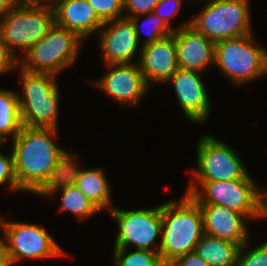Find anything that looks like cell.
<instances>
[{
  "instance_id": "cell-29",
  "label": "cell",
  "mask_w": 267,
  "mask_h": 266,
  "mask_svg": "<svg viewBox=\"0 0 267 266\" xmlns=\"http://www.w3.org/2000/svg\"><path fill=\"white\" fill-rule=\"evenodd\" d=\"M158 3L159 0H123L124 17L130 19L138 15L150 14Z\"/></svg>"
},
{
  "instance_id": "cell-2",
  "label": "cell",
  "mask_w": 267,
  "mask_h": 266,
  "mask_svg": "<svg viewBox=\"0 0 267 266\" xmlns=\"http://www.w3.org/2000/svg\"><path fill=\"white\" fill-rule=\"evenodd\" d=\"M161 219L159 254L169 266L178 257L195 250L204 234L203 217L198 203L185 193L180 200L161 204Z\"/></svg>"
},
{
  "instance_id": "cell-6",
  "label": "cell",
  "mask_w": 267,
  "mask_h": 266,
  "mask_svg": "<svg viewBox=\"0 0 267 266\" xmlns=\"http://www.w3.org/2000/svg\"><path fill=\"white\" fill-rule=\"evenodd\" d=\"M202 1L204 8L190 19V26L204 37L216 43L252 33L248 0Z\"/></svg>"
},
{
  "instance_id": "cell-25",
  "label": "cell",
  "mask_w": 267,
  "mask_h": 266,
  "mask_svg": "<svg viewBox=\"0 0 267 266\" xmlns=\"http://www.w3.org/2000/svg\"><path fill=\"white\" fill-rule=\"evenodd\" d=\"M145 16L144 20L141 21V24H139V18ZM134 28L135 32L138 38L139 43L142 44V47L153 43L155 41H158L160 39L166 38L169 35H171L174 31V28H169L161 18H159L157 15H155L153 12L150 14H144V15H138L133 18H130ZM148 26L147 29H149V32L146 33L144 41L141 39V31L143 32L142 27H145V25ZM146 26V27H147ZM146 29V30H147ZM145 32V31H144ZM143 32V33H144ZM142 40V41H140Z\"/></svg>"
},
{
  "instance_id": "cell-20",
  "label": "cell",
  "mask_w": 267,
  "mask_h": 266,
  "mask_svg": "<svg viewBox=\"0 0 267 266\" xmlns=\"http://www.w3.org/2000/svg\"><path fill=\"white\" fill-rule=\"evenodd\" d=\"M240 245L230 240L203 234L195 252L208 266H236Z\"/></svg>"
},
{
  "instance_id": "cell-13",
  "label": "cell",
  "mask_w": 267,
  "mask_h": 266,
  "mask_svg": "<svg viewBox=\"0 0 267 266\" xmlns=\"http://www.w3.org/2000/svg\"><path fill=\"white\" fill-rule=\"evenodd\" d=\"M100 30V50L105 65L133 63L142 45L131 19L122 17L105 22Z\"/></svg>"
},
{
  "instance_id": "cell-7",
  "label": "cell",
  "mask_w": 267,
  "mask_h": 266,
  "mask_svg": "<svg viewBox=\"0 0 267 266\" xmlns=\"http://www.w3.org/2000/svg\"><path fill=\"white\" fill-rule=\"evenodd\" d=\"M253 39L250 33L215 44L214 64L236 85L267 75V50Z\"/></svg>"
},
{
  "instance_id": "cell-26",
  "label": "cell",
  "mask_w": 267,
  "mask_h": 266,
  "mask_svg": "<svg viewBox=\"0 0 267 266\" xmlns=\"http://www.w3.org/2000/svg\"><path fill=\"white\" fill-rule=\"evenodd\" d=\"M103 22L124 17L123 0H86Z\"/></svg>"
},
{
  "instance_id": "cell-22",
  "label": "cell",
  "mask_w": 267,
  "mask_h": 266,
  "mask_svg": "<svg viewBox=\"0 0 267 266\" xmlns=\"http://www.w3.org/2000/svg\"><path fill=\"white\" fill-rule=\"evenodd\" d=\"M21 128L18 91L0 89V131L14 139Z\"/></svg>"
},
{
  "instance_id": "cell-16",
  "label": "cell",
  "mask_w": 267,
  "mask_h": 266,
  "mask_svg": "<svg viewBox=\"0 0 267 266\" xmlns=\"http://www.w3.org/2000/svg\"><path fill=\"white\" fill-rule=\"evenodd\" d=\"M140 50L138 65L149 87L157 82L167 83L178 69L174 35L147 44Z\"/></svg>"
},
{
  "instance_id": "cell-36",
  "label": "cell",
  "mask_w": 267,
  "mask_h": 266,
  "mask_svg": "<svg viewBox=\"0 0 267 266\" xmlns=\"http://www.w3.org/2000/svg\"><path fill=\"white\" fill-rule=\"evenodd\" d=\"M7 139L8 138L0 131V147H3V145H5Z\"/></svg>"
},
{
  "instance_id": "cell-5",
  "label": "cell",
  "mask_w": 267,
  "mask_h": 266,
  "mask_svg": "<svg viewBox=\"0 0 267 266\" xmlns=\"http://www.w3.org/2000/svg\"><path fill=\"white\" fill-rule=\"evenodd\" d=\"M191 181L185 193L198 204L224 206L251 220L261 218L262 189L259 190L249 173L243 179L229 181Z\"/></svg>"
},
{
  "instance_id": "cell-32",
  "label": "cell",
  "mask_w": 267,
  "mask_h": 266,
  "mask_svg": "<svg viewBox=\"0 0 267 266\" xmlns=\"http://www.w3.org/2000/svg\"><path fill=\"white\" fill-rule=\"evenodd\" d=\"M169 266H208V264L195 251H193L178 257Z\"/></svg>"
},
{
  "instance_id": "cell-3",
  "label": "cell",
  "mask_w": 267,
  "mask_h": 266,
  "mask_svg": "<svg viewBox=\"0 0 267 266\" xmlns=\"http://www.w3.org/2000/svg\"><path fill=\"white\" fill-rule=\"evenodd\" d=\"M55 23L51 3L43 0H22L17 6L0 15V32L7 49L24 55L38 43Z\"/></svg>"
},
{
  "instance_id": "cell-8",
  "label": "cell",
  "mask_w": 267,
  "mask_h": 266,
  "mask_svg": "<svg viewBox=\"0 0 267 266\" xmlns=\"http://www.w3.org/2000/svg\"><path fill=\"white\" fill-rule=\"evenodd\" d=\"M82 42L75 33L54 23L38 43L19 57V66L29 72L57 75L74 64Z\"/></svg>"
},
{
  "instance_id": "cell-11",
  "label": "cell",
  "mask_w": 267,
  "mask_h": 266,
  "mask_svg": "<svg viewBox=\"0 0 267 266\" xmlns=\"http://www.w3.org/2000/svg\"><path fill=\"white\" fill-rule=\"evenodd\" d=\"M109 212L118 226L114 248H129L159 252L162 219L161 205L155 208H141L137 210H124L113 207ZM156 243V244H155ZM156 245V249L154 248Z\"/></svg>"
},
{
  "instance_id": "cell-33",
  "label": "cell",
  "mask_w": 267,
  "mask_h": 266,
  "mask_svg": "<svg viewBox=\"0 0 267 266\" xmlns=\"http://www.w3.org/2000/svg\"><path fill=\"white\" fill-rule=\"evenodd\" d=\"M0 266H12L4 237L0 238Z\"/></svg>"
},
{
  "instance_id": "cell-27",
  "label": "cell",
  "mask_w": 267,
  "mask_h": 266,
  "mask_svg": "<svg viewBox=\"0 0 267 266\" xmlns=\"http://www.w3.org/2000/svg\"><path fill=\"white\" fill-rule=\"evenodd\" d=\"M248 243L240 247L236 266H267V241L246 251Z\"/></svg>"
},
{
  "instance_id": "cell-21",
  "label": "cell",
  "mask_w": 267,
  "mask_h": 266,
  "mask_svg": "<svg viewBox=\"0 0 267 266\" xmlns=\"http://www.w3.org/2000/svg\"><path fill=\"white\" fill-rule=\"evenodd\" d=\"M104 171L100 168L81 169L75 186L91 200L101 211L111 210V189Z\"/></svg>"
},
{
  "instance_id": "cell-19",
  "label": "cell",
  "mask_w": 267,
  "mask_h": 266,
  "mask_svg": "<svg viewBox=\"0 0 267 266\" xmlns=\"http://www.w3.org/2000/svg\"><path fill=\"white\" fill-rule=\"evenodd\" d=\"M77 154L62 150L56 164L49 172L44 183L34 192L37 196L51 197L62 188L75 186L81 167L77 162Z\"/></svg>"
},
{
  "instance_id": "cell-34",
  "label": "cell",
  "mask_w": 267,
  "mask_h": 266,
  "mask_svg": "<svg viewBox=\"0 0 267 266\" xmlns=\"http://www.w3.org/2000/svg\"><path fill=\"white\" fill-rule=\"evenodd\" d=\"M22 0H0V15L17 6Z\"/></svg>"
},
{
  "instance_id": "cell-17",
  "label": "cell",
  "mask_w": 267,
  "mask_h": 266,
  "mask_svg": "<svg viewBox=\"0 0 267 266\" xmlns=\"http://www.w3.org/2000/svg\"><path fill=\"white\" fill-rule=\"evenodd\" d=\"M203 217L205 234L230 240L242 246L249 241L245 215L215 204H198ZM246 219V220H245Z\"/></svg>"
},
{
  "instance_id": "cell-18",
  "label": "cell",
  "mask_w": 267,
  "mask_h": 266,
  "mask_svg": "<svg viewBox=\"0 0 267 266\" xmlns=\"http://www.w3.org/2000/svg\"><path fill=\"white\" fill-rule=\"evenodd\" d=\"M51 4L55 23L75 33L81 40L98 32L104 24L86 0H53Z\"/></svg>"
},
{
  "instance_id": "cell-10",
  "label": "cell",
  "mask_w": 267,
  "mask_h": 266,
  "mask_svg": "<svg viewBox=\"0 0 267 266\" xmlns=\"http://www.w3.org/2000/svg\"><path fill=\"white\" fill-rule=\"evenodd\" d=\"M196 146L197 169L191 171L194 182L243 179L248 174L234 148L214 135L203 134Z\"/></svg>"
},
{
  "instance_id": "cell-14",
  "label": "cell",
  "mask_w": 267,
  "mask_h": 266,
  "mask_svg": "<svg viewBox=\"0 0 267 266\" xmlns=\"http://www.w3.org/2000/svg\"><path fill=\"white\" fill-rule=\"evenodd\" d=\"M171 82L186 118L197 124L206 122L211 113V101L200 72L178 68L167 84Z\"/></svg>"
},
{
  "instance_id": "cell-9",
  "label": "cell",
  "mask_w": 267,
  "mask_h": 266,
  "mask_svg": "<svg viewBox=\"0 0 267 266\" xmlns=\"http://www.w3.org/2000/svg\"><path fill=\"white\" fill-rule=\"evenodd\" d=\"M0 232L4 234L12 266L23 259L43 260L66 255L43 226L10 222L2 216L0 217Z\"/></svg>"
},
{
  "instance_id": "cell-12",
  "label": "cell",
  "mask_w": 267,
  "mask_h": 266,
  "mask_svg": "<svg viewBox=\"0 0 267 266\" xmlns=\"http://www.w3.org/2000/svg\"><path fill=\"white\" fill-rule=\"evenodd\" d=\"M106 66L109 71L99 80L90 81L91 85L104 91L122 107H136L150 88L144 80L138 62Z\"/></svg>"
},
{
  "instance_id": "cell-4",
  "label": "cell",
  "mask_w": 267,
  "mask_h": 266,
  "mask_svg": "<svg viewBox=\"0 0 267 266\" xmlns=\"http://www.w3.org/2000/svg\"><path fill=\"white\" fill-rule=\"evenodd\" d=\"M21 70L22 96L18 93L22 126L57 129L60 92L56 76Z\"/></svg>"
},
{
  "instance_id": "cell-24",
  "label": "cell",
  "mask_w": 267,
  "mask_h": 266,
  "mask_svg": "<svg viewBox=\"0 0 267 266\" xmlns=\"http://www.w3.org/2000/svg\"><path fill=\"white\" fill-rule=\"evenodd\" d=\"M113 250V266H166L156 251L135 249L128 252V248Z\"/></svg>"
},
{
  "instance_id": "cell-30",
  "label": "cell",
  "mask_w": 267,
  "mask_h": 266,
  "mask_svg": "<svg viewBox=\"0 0 267 266\" xmlns=\"http://www.w3.org/2000/svg\"><path fill=\"white\" fill-rule=\"evenodd\" d=\"M184 1L185 0H159V3L155 7L153 13L161 18L162 21L169 28H171L170 19L178 14L180 7Z\"/></svg>"
},
{
  "instance_id": "cell-37",
  "label": "cell",
  "mask_w": 267,
  "mask_h": 266,
  "mask_svg": "<svg viewBox=\"0 0 267 266\" xmlns=\"http://www.w3.org/2000/svg\"><path fill=\"white\" fill-rule=\"evenodd\" d=\"M43 1H47V2L51 3L53 0H43Z\"/></svg>"
},
{
  "instance_id": "cell-31",
  "label": "cell",
  "mask_w": 267,
  "mask_h": 266,
  "mask_svg": "<svg viewBox=\"0 0 267 266\" xmlns=\"http://www.w3.org/2000/svg\"><path fill=\"white\" fill-rule=\"evenodd\" d=\"M19 60L7 49L0 32V74L18 69Z\"/></svg>"
},
{
  "instance_id": "cell-28",
  "label": "cell",
  "mask_w": 267,
  "mask_h": 266,
  "mask_svg": "<svg viewBox=\"0 0 267 266\" xmlns=\"http://www.w3.org/2000/svg\"><path fill=\"white\" fill-rule=\"evenodd\" d=\"M4 155L0 152V185L8 184L9 190L23 192L18 186V180L15 174L14 155Z\"/></svg>"
},
{
  "instance_id": "cell-15",
  "label": "cell",
  "mask_w": 267,
  "mask_h": 266,
  "mask_svg": "<svg viewBox=\"0 0 267 266\" xmlns=\"http://www.w3.org/2000/svg\"><path fill=\"white\" fill-rule=\"evenodd\" d=\"M191 20L174 29L178 68L205 72L214 64L215 42L198 33L192 26Z\"/></svg>"
},
{
  "instance_id": "cell-23",
  "label": "cell",
  "mask_w": 267,
  "mask_h": 266,
  "mask_svg": "<svg viewBox=\"0 0 267 266\" xmlns=\"http://www.w3.org/2000/svg\"><path fill=\"white\" fill-rule=\"evenodd\" d=\"M60 190L62 197L58 211L71 212L80 222L101 212L76 186H68Z\"/></svg>"
},
{
  "instance_id": "cell-35",
  "label": "cell",
  "mask_w": 267,
  "mask_h": 266,
  "mask_svg": "<svg viewBox=\"0 0 267 266\" xmlns=\"http://www.w3.org/2000/svg\"><path fill=\"white\" fill-rule=\"evenodd\" d=\"M267 217V189L262 191L261 197V219Z\"/></svg>"
},
{
  "instance_id": "cell-1",
  "label": "cell",
  "mask_w": 267,
  "mask_h": 266,
  "mask_svg": "<svg viewBox=\"0 0 267 266\" xmlns=\"http://www.w3.org/2000/svg\"><path fill=\"white\" fill-rule=\"evenodd\" d=\"M58 128L22 126L13 141L15 174L19 188L34 193L47 179L63 150L58 147Z\"/></svg>"
}]
</instances>
